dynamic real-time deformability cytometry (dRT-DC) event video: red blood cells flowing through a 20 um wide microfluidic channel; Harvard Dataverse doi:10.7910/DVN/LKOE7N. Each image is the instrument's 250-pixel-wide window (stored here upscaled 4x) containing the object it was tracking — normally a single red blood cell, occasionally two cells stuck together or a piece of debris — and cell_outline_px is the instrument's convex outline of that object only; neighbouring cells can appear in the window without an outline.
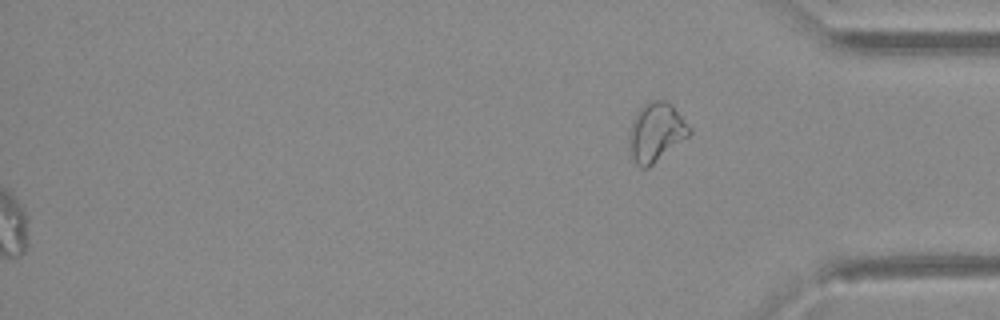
{"species": "Egyptian fruit bat (a non-hibernating species)", "species_latin": "Rousettus aegyptiacus", "temperature_condition": "warm", "stored_images_in_passage": 51, "segment_of_instrument_passage": [2, 2], "camera_frame_rate_fps": 3000, "um_per_image_px": 0.085, "animal": {"sex": "female"}, "frame": {"image": 1, "passage_image": 51, "time_ms": 16.667, "image_size_px": [1000, 320], "cell_outline_px": [[692, 132], [688, 136], [648, 168], [640, 168], [636, 164], [632, 156], [632, 124], [636, 112], [648, 100], [664, 100], [672, 104], [692, 128]], "centroid_in_image_um": [55.83, 11.2], "position_along_channel_um": 379.4, "area_um2": 20.11}}